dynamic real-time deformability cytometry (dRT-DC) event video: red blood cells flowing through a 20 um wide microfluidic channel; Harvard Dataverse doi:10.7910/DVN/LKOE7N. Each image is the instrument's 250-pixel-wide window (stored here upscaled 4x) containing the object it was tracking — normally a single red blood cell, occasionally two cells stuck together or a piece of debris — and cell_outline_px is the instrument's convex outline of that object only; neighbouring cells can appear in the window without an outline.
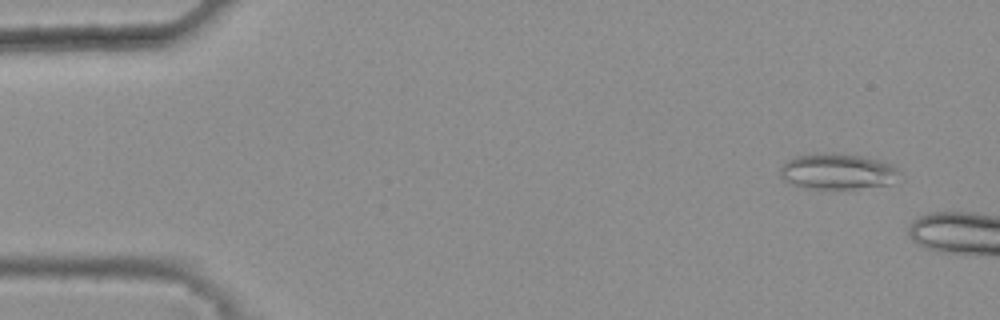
{"species": "common noctule bat (a hibernating species)", "species_latin": "Nyctalus noctula", "temperature_condition": "warm", "stored_images_in_passage": 12, "camera_frame_rate_fps": 3000, "um_per_image_px": 0.085, "animal": {"sex": "female", "body_mass_g": 25.1}, "frame": {"image": 1, "passage_image": 4, "time_ms": 1.0, "image_size_px": [1000, 320], "cell_outline_px": [[900, 172], [892, 184], [856, 188], [804, 188], [792, 184], [784, 180], [780, 176], [780, 168], [788, 160], [796, 156], [824, 152], [836, 152], [860, 156], [880, 160], [892, 164], [900, 168]], "centroid_in_image_um": [71.2, 14.56], "position_along_channel_um": 13.8, "area_um2": 24.97}}